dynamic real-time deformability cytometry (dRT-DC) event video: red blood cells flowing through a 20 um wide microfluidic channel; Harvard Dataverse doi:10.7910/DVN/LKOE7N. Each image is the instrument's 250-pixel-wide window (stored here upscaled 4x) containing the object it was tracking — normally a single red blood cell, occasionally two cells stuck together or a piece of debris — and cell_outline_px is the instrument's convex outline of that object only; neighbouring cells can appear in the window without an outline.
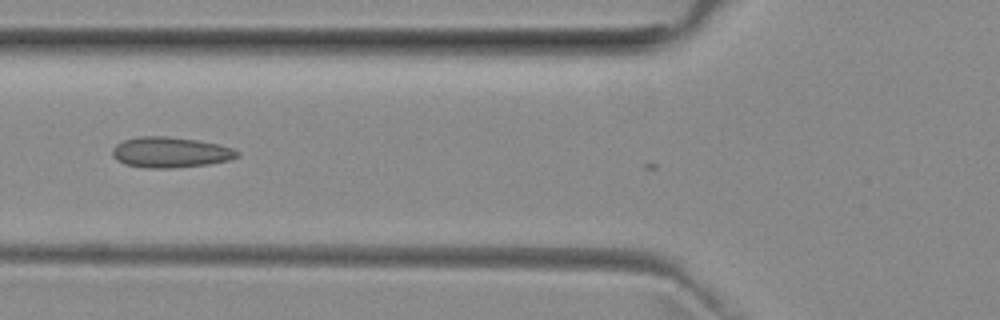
{"species": "common noctule bat (a hibernating species)", "species_latin": "Nyctalus noctula", "temperature_condition": "room temperature", "stored_images_in_passage": 5, "camera_frame_rate_fps": 3000, "um_per_image_px": 0.085, "animal": {"sex": "female", "body_mass_g": 29.2, "forearm_length_mm": 56.3}, "frame": {"image": 1, "passage_image": 2, "time_ms": 0.333, "image_size_px": [1000, 320], "cell_outline_px": [[240, 156], [228, 160], [208, 164], [172, 168], [144, 168], [124, 164], [116, 160], [112, 156], [112, 148], [116, 144], [124, 140], [136, 136], [164, 136], [196, 140], [216, 144], [232, 148], [240, 152]], "centroid_in_image_um": [14.43, 12.95], "position_along_channel_um": 111.4, "area_um2": 22.31}}